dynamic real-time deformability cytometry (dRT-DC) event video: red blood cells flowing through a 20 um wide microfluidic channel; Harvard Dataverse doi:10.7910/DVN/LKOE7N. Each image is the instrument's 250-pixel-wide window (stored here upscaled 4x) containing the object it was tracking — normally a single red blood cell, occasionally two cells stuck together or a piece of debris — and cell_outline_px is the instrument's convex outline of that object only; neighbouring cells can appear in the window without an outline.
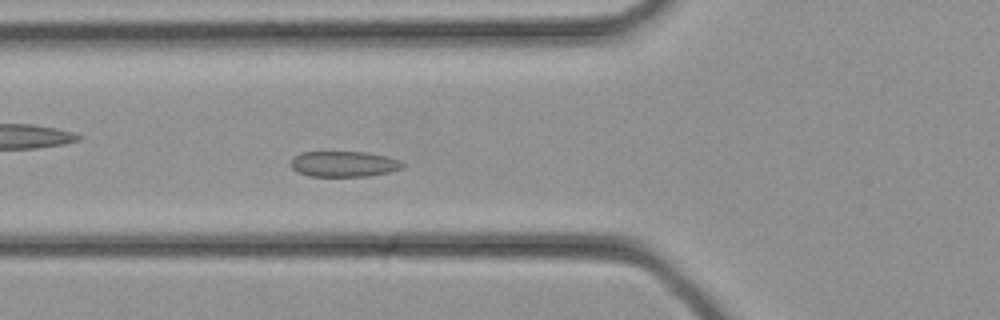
{"species": "common noctule bat (a hibernating species)", "species_latin": "Nyctalus noctula", "temperature_condition": "cold", "stored_images_in_passage": 36, "camera_frame_rate_fps": 3000, "um_per_image_px": 0.085, "animal": {"sex": "female", "body_mass_g": 21.9}, "frame": {"image": 1, "passage_image": 14, "time_ms": 4.333, "image_size_px": [1000, 320], "cell_outline_px": [[404, 168], [388, 172], [368, 176], [308, 176], [296, 172], [292, 168], [292, 156], [300, 152], [368, 152], [388, 156], [400, 160], [404, 164]], "centroid_in_image_um": [29.23, 13.93], "position_along_channel_um": 96.6, "area_um2": 16.88}}
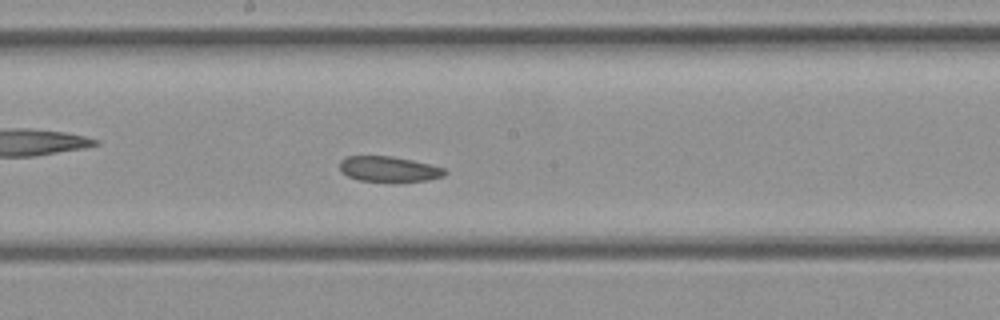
{"frame": {"image": 2, "passage_image": 20, "time_ms": 6.333, "image_size_px": [1000, 320], "cell_outline_px": [[448, 172], [444, 176], [428, 180], [360, 180], [348, 176], [340, 168], [340, 160], [344, 156], [392, 156], [412, 160], [444, 168]], "centroid_in_image_um": [33.05, 14.34], "position_along_channel_um": 215.1, "area_um2": 15.09}}
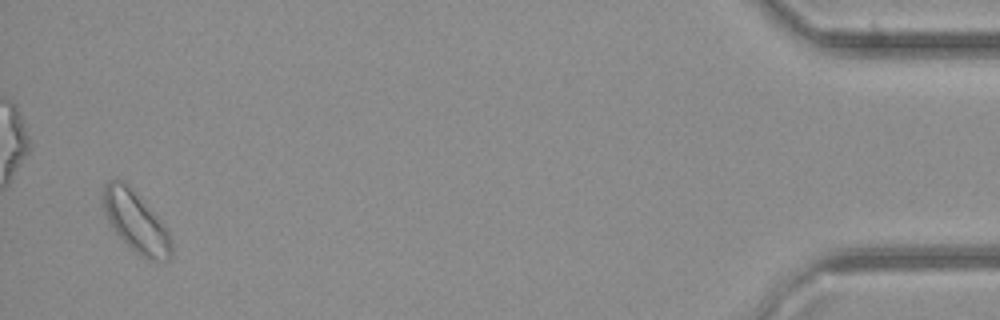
{"frame": {"image": 3, "passage_image": 35, "time_ms": 11.333, "image_size_px": [1000, 320], "cell_outline_px": [[172, 256], [168, 260], [152, 264], [140, 256], [112, 228], [104, 212], [100, 200], [104, 184], [108, 180], [124, 180], [132, 188], [168, 228], [172, 240]], "centroid_in_image_um": [11.56, 18.87], "position_along_channel_um": 423.6, "area_um2": 24.8}}